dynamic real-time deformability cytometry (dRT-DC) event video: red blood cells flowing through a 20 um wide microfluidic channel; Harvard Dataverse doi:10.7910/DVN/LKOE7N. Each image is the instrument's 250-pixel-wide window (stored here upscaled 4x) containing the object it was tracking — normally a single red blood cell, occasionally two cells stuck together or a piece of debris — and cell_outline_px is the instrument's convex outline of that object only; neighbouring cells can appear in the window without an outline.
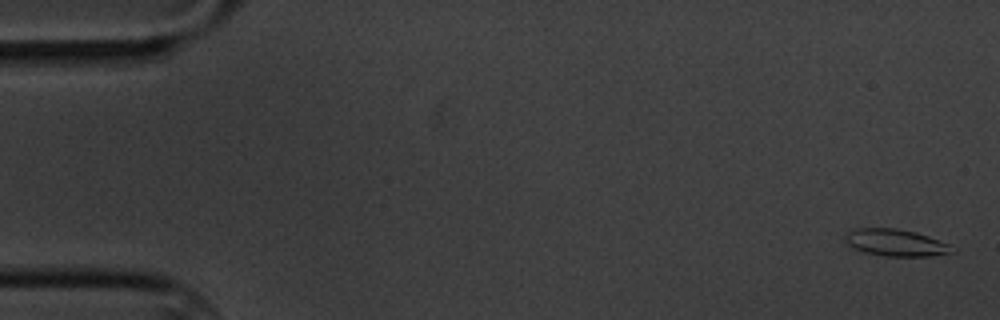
{"species": "common noctule bat (a hibernating species)", "species_latin": "Nyctalus noctula", "temperature_condition": "cold", "stored_images_in_passage": 5, "camera_frame_rate_fps": 3000, "um_per_image_px": 0.085, "animal": {"sex": "male", "body_mass_g": 20.1, "forearm_length_mm": 53.5}, "frame": {"image": 1, "passage_image": 1, "time_ms": 0.0, "image_size_px": [1000, 320], "cell_outline_px": [[956, 252], [928, 256], [884, 256], [864, 252], [848, 244], [844, 236], [844, 232], [856, 228], [896, 228], [916, 232], [928, 236], [948, 244], [956, 248]], "centroid_in_image_um": [76.14, 20.62], "position_along_channel_um": 8.9, "area_um2": 16.82}}
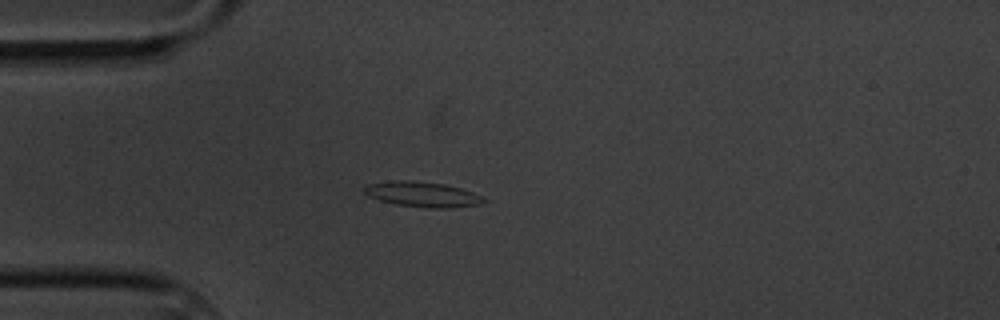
{"frame": {"image": 2, "passage_image": 5, "time_ms": 4.667, "image_size_px": [1000, 320], "cell_outline_px": [[488, 200], [480, 204], [452, 208], [432, 208], [396, 204], [380, 200], [368, 196], [364, 192], [364, 188], [368, 184], [396, 180], [412, 180], [444, 184], [460, 188], [472, 192]], "centroid_in_image_um": [35.92, 16.52], "position_along_channel_um": 49.1, "area_um2": 17.4}}